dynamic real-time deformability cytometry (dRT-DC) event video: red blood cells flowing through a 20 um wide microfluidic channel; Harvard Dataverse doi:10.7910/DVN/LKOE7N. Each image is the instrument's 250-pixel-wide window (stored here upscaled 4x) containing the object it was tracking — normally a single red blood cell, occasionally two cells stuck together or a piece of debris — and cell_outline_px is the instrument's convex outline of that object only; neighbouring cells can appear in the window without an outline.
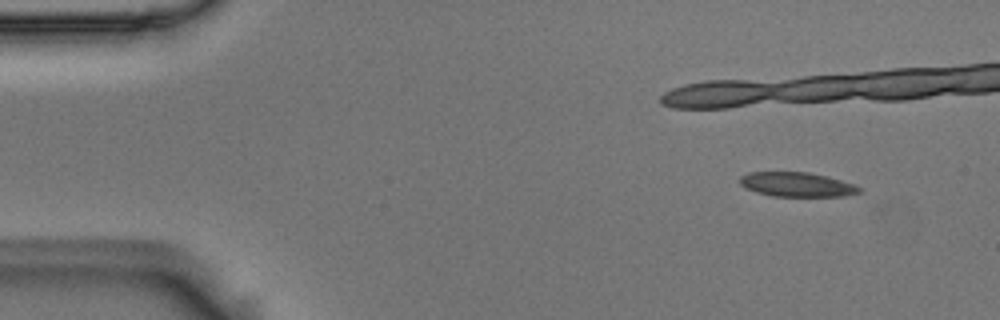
{"species": "Egyptian fruit bat (a non-hibernating species)", "species_latin": "Rousettus aegyptiacus", "temperature_condition": "room temperature", "stored_images_in_passage": 6, "camera_frame_rate_fps": 3000, "um_per_image_px": 0.085, "animal": {"sex": "male"}, "frame": {"image": 1, "passage_image": 1, "time_ms": 0.0, "image_size_px": [1000, 320], "cell_outline_px": [[864, 192], [844, 196], [772, 196], [756, 192], [744, 188], [740, 184], [740, 176], [748, 172], [808, 172], [840, 180], [852, 184], [860, 188]], "centroid_in_image_um": [67.7, 15.69], "position_along_channel_um": 17.3, "area_um2": 16.94}}